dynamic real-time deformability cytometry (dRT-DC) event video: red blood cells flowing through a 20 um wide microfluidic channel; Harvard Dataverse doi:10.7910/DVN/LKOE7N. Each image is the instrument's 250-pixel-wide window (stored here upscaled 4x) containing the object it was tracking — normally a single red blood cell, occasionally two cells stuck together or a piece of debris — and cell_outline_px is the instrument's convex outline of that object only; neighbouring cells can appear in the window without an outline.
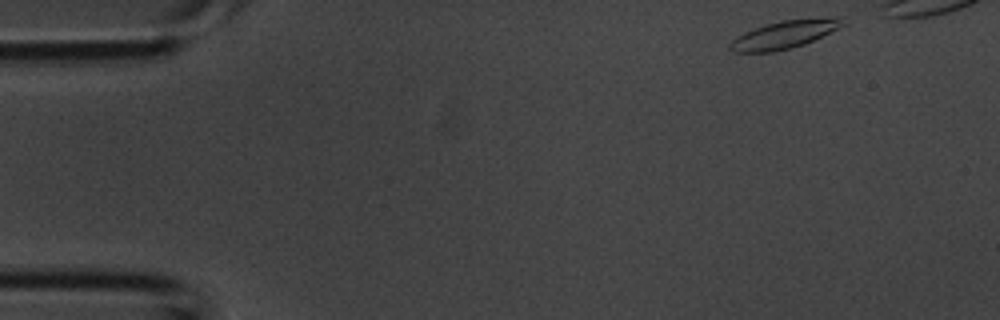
{"species": "common noctule bat (a hibernating species)", "species_latin": "Nyctalus noctula", "temperature_condition": "room temperature", "stored_images_in_passage": 4, "camera_frame_rate_fps": 3000, "um_per_image_px": 0.085, "animal": {"sex": "male", "body_mass_g": 20.1, "forearm_length_mm": 53.5}, "frame": {"image": 1, "passage_image": 1, "time_ms": 0.0, "image_size_px": [1000, 320], "cell_outline_px": [[848, 24], [804, 44], [792, 48], [772, 52], [732, 52], [728, 48], [732, 40], [744, 32], [768, 24], [784, 20], [836, 16], [848, 16]], "centroid_in_image_um": [66.8, 2.91], "position_along_channel_um": 18.2, "area_um2": 18.55}}
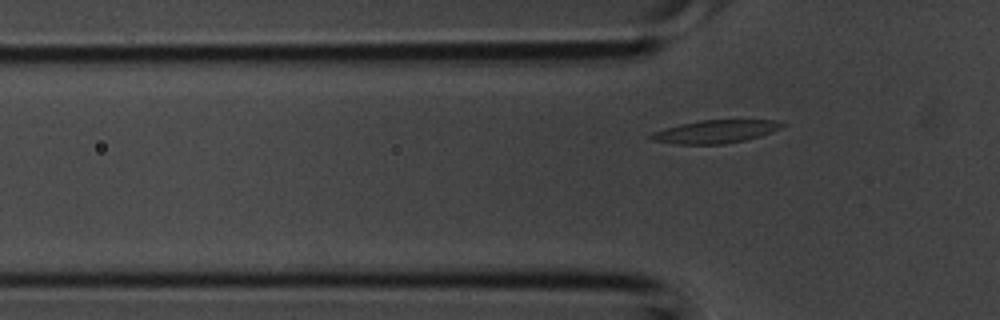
{"frame": {"image": 2, "passage_image": 4, "time_ms": 1.0, "image_size_px": [1000, 320], "cell_outline_px": [[784, 124], [780, 128], [760, 136], [744, 140], [724, 144], [676, 144], [652, 140], [648, 136], [652, 132], [664, 128], [680, 124], [700, 120], [776, 120]], "centroid_in_image_um": [60.76, 11.18], "position_along_channel_um": 65.0, "area_um2": 17.46}}